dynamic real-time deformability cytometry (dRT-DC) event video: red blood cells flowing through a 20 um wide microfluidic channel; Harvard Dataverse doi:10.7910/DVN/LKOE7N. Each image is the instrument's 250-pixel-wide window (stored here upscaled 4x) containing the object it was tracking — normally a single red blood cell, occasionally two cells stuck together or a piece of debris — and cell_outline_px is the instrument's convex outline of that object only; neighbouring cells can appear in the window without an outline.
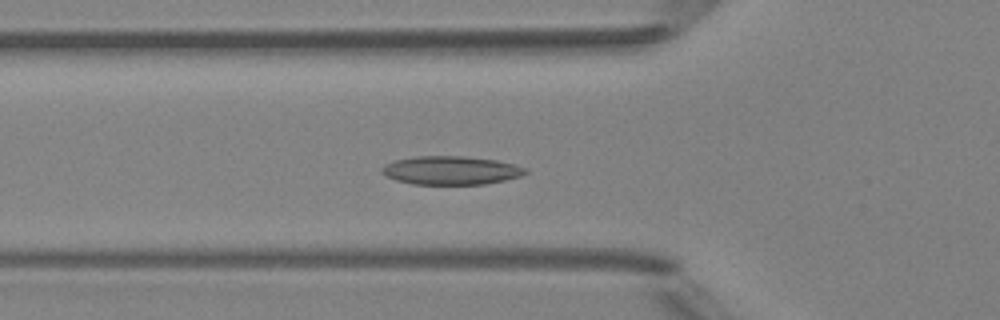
{"species": "Egyptian fruit bat (a non-hibernating species)", "species_latin": "Rousettus aegyptiacus", "temperature_condition": "room temperature", "stored_images_in_passage": 50, "camera_frame_rate_fps": 3000, "um_per_image_px": 0.085, "animal": {"sex": "female"}, "frame": {"image": 1, "passage_image": 17, "time_ms": 5.333, "image_size_px": [1000, 320], "cell_outline_px": [[528, 172], [520, 176], [504, 180], [484, 184], [412, 184], [396, 180], [380, 172], [380, 168], [396, 160], [416, 156], [460, 156], [496, 160], [512, 164], [524, 168]], "centroid_in_image_um": [38.31, 14.48], "position_along_channel_um": 87.5, "area_um2": 23.52}}
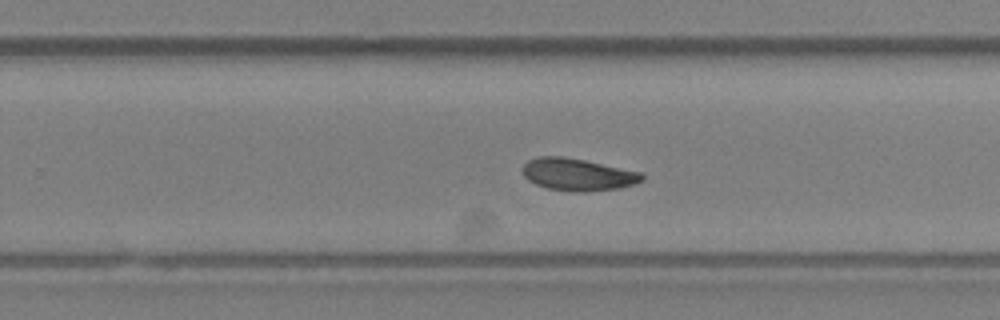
{"frame": {"image": 2, "passage_image": 31, "time_ms": 10.0, "image_size_px": [1000, 320], "cell_outline_px": [[644, 180], [636, 184], [620, 188], [584, 192], [572, 192], [548, 188], [536, 184], [528, 180], [524, 176], [524, 164], [528, 160], [540, 156], [564, 156], [584, 160], [640, 172], [644, 176]], "centroid_in_image_um": [49.12, 14.84], "position_along_channel_um": 280.7, "area_um2": 22.37}}
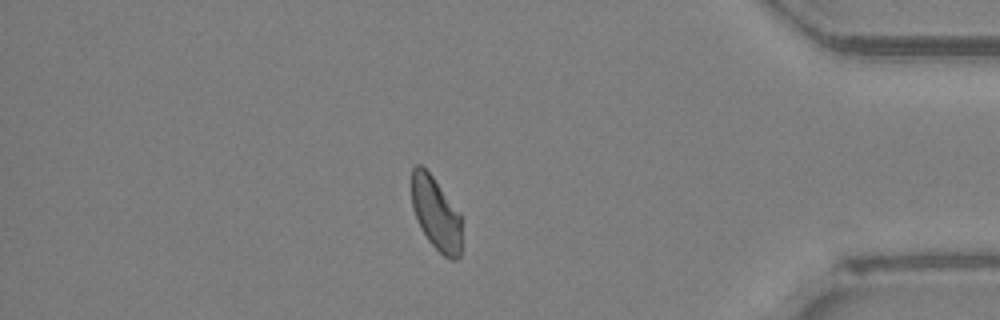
{"frame": {"image": 3, "passage_image": 42, "time_ms": 13.667, "image_size_px": [1000, 320], "cell_outline_px": [[460, 256], [456, 260], [452, 260], [444, 256], [428, 240], [416, 220], [412, 208], [412, 168], [416, 164], [420, 164], [432, 176], [460, 212]], "centroid_in_image_um": [37.04, 18.15], "position_along_channel_um": 398.2, "area_um2": 21.15}, "authors_computed_cell_mechanics": {"area_um2": 22.831, "velocity_mm_per_s": 4.159, "shape_relaxation_time_tau1_ms": 4.9914, "shape_relaxation_time_tau2_ms": 5.2768, "deformation_change_tau1": 0.1254, "deformation_change_tau2": 0.0798}}